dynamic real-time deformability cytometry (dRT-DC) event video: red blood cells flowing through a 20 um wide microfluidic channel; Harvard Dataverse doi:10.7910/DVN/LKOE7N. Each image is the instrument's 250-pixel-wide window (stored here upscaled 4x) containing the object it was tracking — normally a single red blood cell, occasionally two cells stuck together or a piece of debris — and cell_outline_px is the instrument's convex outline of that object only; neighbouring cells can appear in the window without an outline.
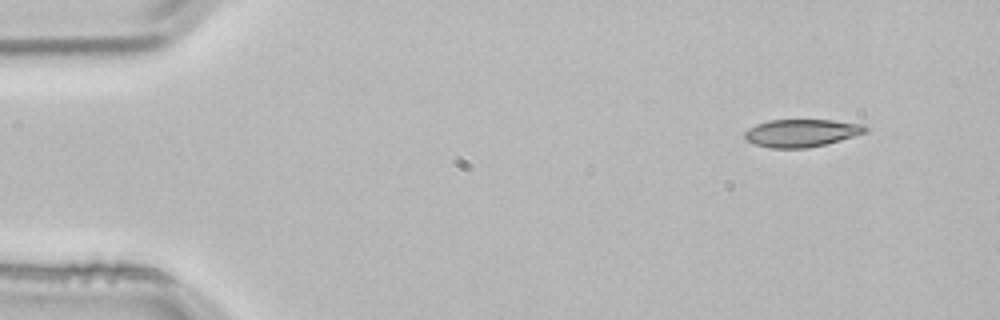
{"species": "common noctule bat (a hibernating species)", "species_latin": "Nyctalus noctula", "temperature_condition": "room temperature", "stored_images_in_passage": 3, "segment_of_instrument_passage": [2, 2], "camera_frame_rate_fps": 3000, "um_per_image_px": 0.085, "animal": {"sex": "male", "body_mass_g": 21.5, "forearm_length_mm": 52.0}, "frame": {"image": 1, "passage_image": 3, "time_ms": 0.667, "image_size_px": [1000, 320], "cell_outline_px": [[872, 128], [868, 132], [840, 140], [808, 148], [772, 148], [756, 144], [744, 140], [744, 132], [748, 128], [756, 124], [768, 120], [832, 120], [864, 124]], "centroid_in_image_um": [68.15, 11.29], "position_along_channel_um": 16.8, "area_um2": 19.65}}